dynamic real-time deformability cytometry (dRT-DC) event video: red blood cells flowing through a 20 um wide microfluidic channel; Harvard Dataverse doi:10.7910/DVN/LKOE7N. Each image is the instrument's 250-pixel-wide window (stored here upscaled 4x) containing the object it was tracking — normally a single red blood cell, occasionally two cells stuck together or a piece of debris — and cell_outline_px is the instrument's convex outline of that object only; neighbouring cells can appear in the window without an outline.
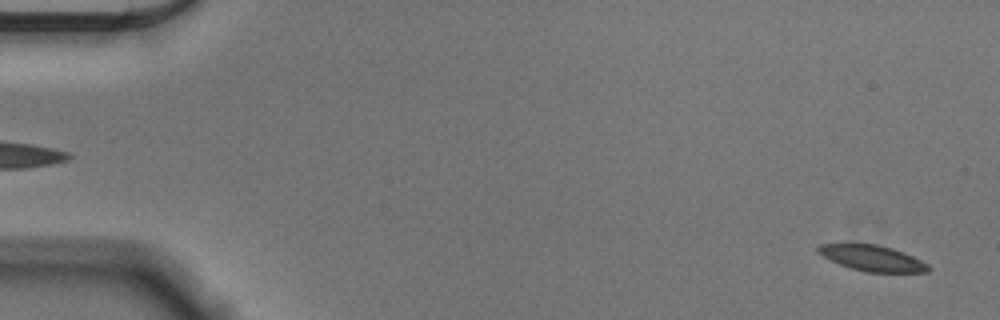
{"species": "Egyptian fruit bat (a non-hibernating species)", "species_latin": "Rousettus aegyptiacus", "temperature_condition": "cold", "stored_images_in_passage": 56, "camera_frame_rate_fps": 3000, "um_per_image_px": 0.085, "animal": {"sex": "male"}, "frame": {"image": 1, "passage_image": 2, "time_ms": 0.333, "image_size_px": [1000, 320], "cell_outline_px": [[932, 268], [928, 272], [868, 272], [852, 268], [840, 264], [816, 252], [816, 248], [820, 244], [876, 244], [892, 248], [904, 252], [928, 264]], "centroid_in_image_um": [74.17, 21.94], "position_along_channel_um": 10.8, "area_um2": 16.36}}
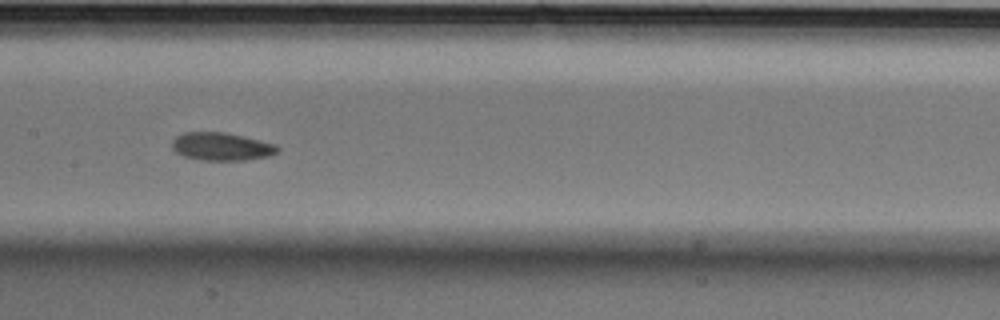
{"frame": {"image": 2, "passage_image": 28, "time_ms": 9.0, "image_size_px": [1000, 320], "cell_outline_px": [[280, 152], [272, 156], [244, 160], [200, 160], [184, 156], [176, 152], [172, 148], [172, 140], [176, 136], [184, 132], [224, 132], [260, 140], [276, 144], [280, 148]], "centroid_in_image_um": [18.86, 12.46], "position_along_channel_um": 188.5, "area_um2": 17.34}}
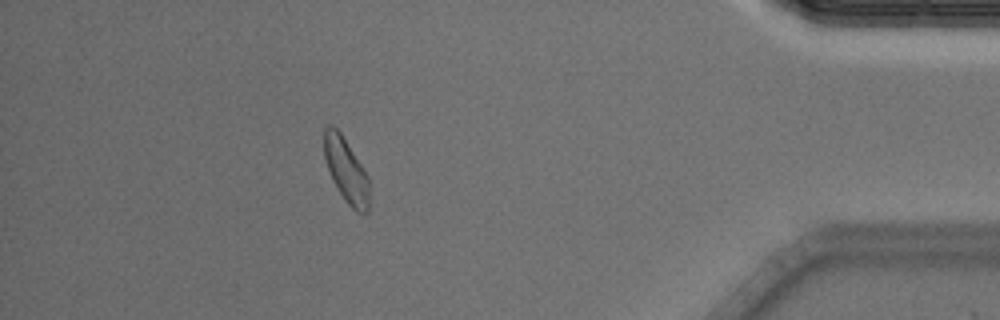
{"frame": {"image": 3, "passage_image": 50, "time_ms": 16.333, "image_size_px": [1000, 320], "cell_outline_px": [[368, 212], [356, 212], [344, 200], [332, 180], [324, 156], [324, 128], [328, 124], [332, 124], [340, 132], [368, 176]], "centroid_in_image_um": [29.39, 14.46], "position_along_channel_um": 405.8, "area_um2": 16.65}, "authors_computed_cell_mechanics": {"area_um2": 17.34, "velocity_mm_per_s": 3.573, "shape_relaxation_time_tau1_ms": 4.7861, "shape_relaxation_time_tau2_ms": 2.8909, "deformation_change_tau1": 0.1066, "deformation_change_tau2": 0.0769}}